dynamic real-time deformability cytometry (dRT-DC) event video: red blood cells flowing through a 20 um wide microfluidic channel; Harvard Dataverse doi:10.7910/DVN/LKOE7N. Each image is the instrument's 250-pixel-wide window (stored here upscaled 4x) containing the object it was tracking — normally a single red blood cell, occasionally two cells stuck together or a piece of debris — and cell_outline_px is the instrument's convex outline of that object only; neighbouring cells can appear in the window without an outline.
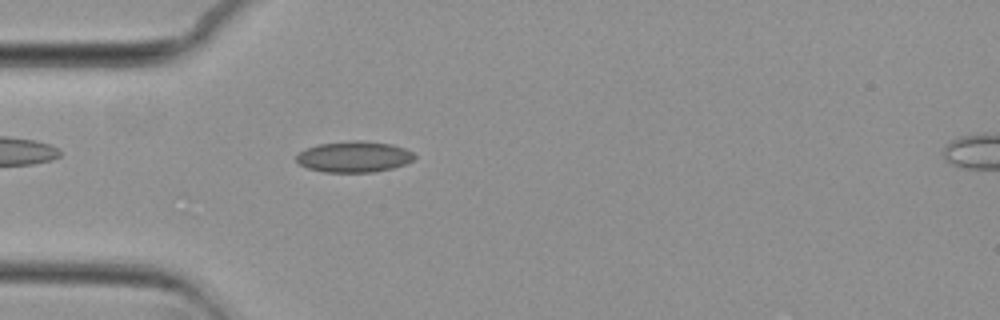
{"species": "common noctule bat (a hibernating species)", "species_latin": "Nyctalus noctula", "temperature_condition": "cold", "stored_images_in_passage": 41, "camera_frame_rate_fps": 3000, "um_per_image_px": 0.085, "animal": {"sex": "female", "body_mass_g": 29.2, "forearm_length_mm": 56.3}, "frame": {"image": 1, "passage_image": 1, "time_ms": 0.0, "image_size_px": [1000, 320], "cell_outline_px": [[416, 156], [412, 160], [404, 164], [392, 168], [372, 172], [324, 172], [308, 168], [300, 164], [296, 160], [296, 156], [300, 152], [308, 148], [320, 144], [352, 140], [360, 140], [392, 144], [404, 148], [412, 152]], "centroid_in_image_um": [30.1, 13.32], "position_along_channel_um": 54.9, "area_um2": 21.15}}
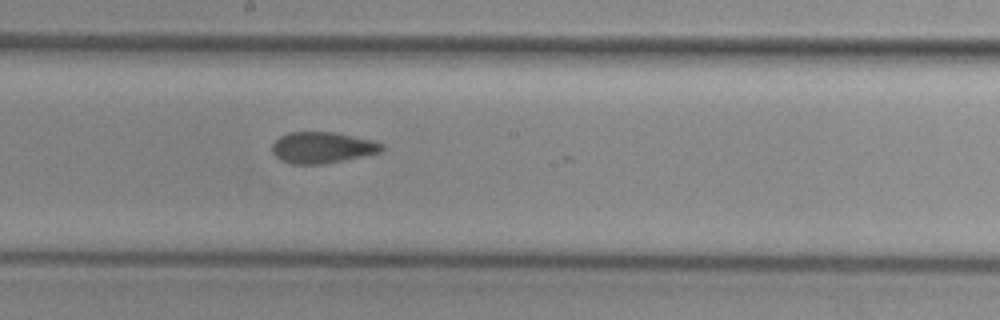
{"frame": {"image": 2, "passage_image": 15, "time_ms": 4.667, "image_size_px": [1000, 320], "cell_outline_px": [[384, 152], [324, 164], [292, 164], [280, 160], [272, 152], [272, 144], [280, 136], [288, 132], [336, 132], [372, 140], [384, 144]], "centroid_in_image_um": [27.42, 12.54], "position_along_channel_um": 220.8, "area_um2": 20.17}}
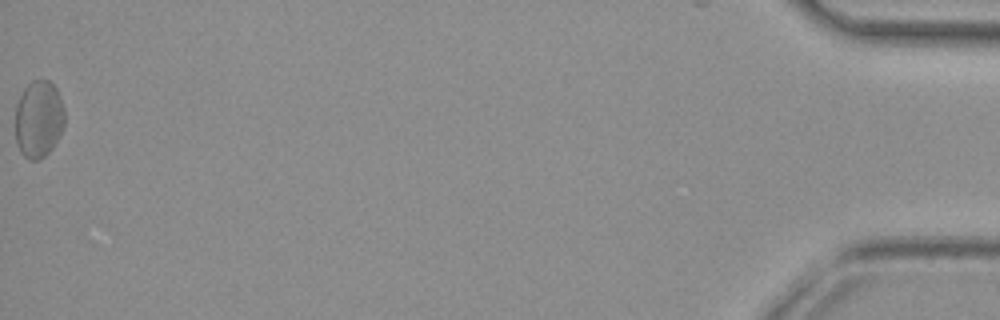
{"frame": {"image": 3, "passage_image": 41, "time_ms": 13.333, "image_size_px": [1000, 320], "cell_outline_px": [[64, 128], [52, 148], [40, 160], [28, 160], [20, 152], [16, 144], [16, 104], [24, 88], [32, 80], [48, 80], [56, 88], [64, 108]], "centroid_in_image_um": [3.28, 10.14], "position_along_channel_um": 431.9, "area_um2": 22.31}, "authors_computed_cell_mechanics": {"area_um2": 20.519, "velocity_mm_per_s": 3.6778, "shape_relaxation_time_tau1_ms": null, "shape_relaxation_time_tau2_ms": 3.8116, "deformation_change_tau1": null, "deformation_change_tau2": 0.0963}}